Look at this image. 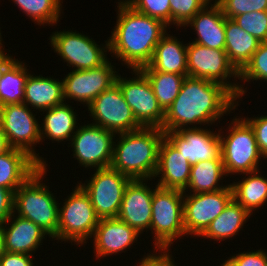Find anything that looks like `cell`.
I'll use <instances>...</instances> for the list:
<instances>
[{
	"label": "cell",
	"mask_w": 267,
	"mask_h": 266,
	"mask_svg": "<svg viewBox=\"0 0 267 266\" xmlns=\"http://www.w3.org/2000/svg\"><path fill=\"white\" fill-rule=\"evenodd\" d=\"M140 71H160L187 76V43L168 32L156 45L153 57Z\"/></svg>",
	"instance_id": "23"
},
{
	"label": "cell",
	"mask_w": 267,
	"mask_h": 266,
	"mask_svg": "<svg viewBox=\"0 0 267 266\" xmlns=\"http://www.w3.org/2000/svg\"><path fill=\"white\" fill-rule=\"evenodd\" d=\"M259 170L245 173L238 182L230 183L233 199L251 215L267 203V178Z\"/></svg>",
	"instance_id": "30"
},
{
	"label": "cell",
	"mask_w": 267,
	"mask_h": 266,
	"mask_svg": "<svg viewBox=\"0 0 267 266\" xmlns=\"http://www.w3.org/2000/svg\"><path fill=\"white\" fill-rule=\"evenodd\" d=\"M225 39L228 60L240 72L250 61L260 42L228 18H225Z\"/></svg>",
	"instance_id": "27"
},
{
	"label": "cell",
	"mask_w": 267,
	"mask_h": 266,
	"mask_svg": "<svg viewBox=\"0 0 267 266\" xmlns=\"http://www.w3.org/2000/svg\"><path fill=\"white\" fill-rule=\"evenodd\" d=\"M253 129L261 154L267 158V115L243 118Z\"/></svg>",
	"instance_id": "40"
},
{
	"label": "cell",
	"mask_w": 267,
	"mask_h": 266,
	"mask_svg": "<svg viewBox=\"0 0 267 266\" xmlns=\"http://www.w3.org/2000/svg\"><path fill=\"white\" fill-rule=\"evenodd\" d=\"M33 114L25 103L1 106L0 125L10 148L26 152L40 166L47 167V161L34 148L41 142V136L40 124Z\"/></svg>",
	"instance_id": "9"
},
{
	"label": "cell",
	"mask_w": 267,
	"mask_h": 266,
	"mask_svg": "<svg viewBox=\"0 0 267 266\" xmlns=\"http://www.w3.org/2000/svg\"><path fill=\"white\" fill-rule=\"evenodd\" d=\"M220 266H267L265 249L244 251L228 257Z\"/></svg>",
	"instance_id": "39"
},
{
	"label": "cell",
	"mask_w": 267,
	"mask_h": 266,
	"mask_svg": "<svg viewBox=\"0 0 267 266\" xmlns=\"http://www.w3.org/2000/svg\"><path fill=\"white\" fill-rule=\"evenodd\" d=\"M111 64L108 59L96 68L68 72L62 79L65 102L74 100L88 107L103 91L116 83L118 72Z\"/></svg>",
	"instance_id": "16"
},
{
	"label": "cell",
	"mask_w": 267,
	"mask_h": 266,
	"mask_svg": "<svg viewBox=\"0 0 267 266\" xmlns=\"http://www.w3.org/2000/svg\"><path fill=\"white\" fill-rule=\"evenodd\" d=\"M237 117L234 116L229 123L227 134L219 131L222 162L228 177L260 170L261 159L266 160L259 150L251 126L242 116Z\"/></svg>",
	"instance_id": "6"
},
{
	"label": "cell",
	"mask_w": 267,
	"mask_h": 266,
	"mask_svg": "<svg viewBox=\"0 0 267 266\" xmlns=\"http://www.w3.org/2000/svg\"><path fill=\"white\" fill-rule=\"evenodd\" d=\"M33 255L5 252L0 257V266H34ZM36 266V265H35Z\"/></svg>",
	"instance_id": "42"
},
{
	"label": "cell",
	"mask_w": 267,
	"mask_h": 266,
	"mask_svg": "<svg viewBox=\"0 0 267 266\" xmlns=\"http://www.w3.org/2000/svg\"><path fill=\"white\" fill-rule=\"evenodd\" d=\"M117 4L116 26L108 37L109 52L127 68L141 69L150 63L156 45L170 28L161 20L137 12L124 0Z\"/></svg>",
	"instance_id": "2"
},
{
	"label": "cell",
	"mask_w": 267,
	"mask_h": 266,
	"mask_svg": "<svg viewBox=\"0 0 267 266\" xmlns=\"http://www.w3.org/2000/svg\"><path fill=\"white\" fill-rule=\"evenodd\" d=\"M224 176L227 177L221 155L216 160L197 162L191 166L189 183L183 193H207L225 189L230 184L220 185Z\"/></svg>",
	"instance_id": "29"
},
{
	"label": "cell",
	"mask_w": 267,
	"mask_h": 266,
	"mask_svg": "<svg viewBox=\"0 0 267 266\" xmlns=\"http://www.w3.org/2000/svg\"><path fill=\"white\" fill-rule=\"evenodd\" d=\"M132 179L111 167L95 169L90 180L78 184L88 194L100 219L116 218L126 186Z\"/></svg>",
	"instance_id": "11"
},
{
	"label": "cell",
	"mask_w": 267,
	"mask_h": 266,
	"mask_svg": "<svg viewBox=\"0 0 267 266\" xmlns=\"http://www.w3.org/2000/svg\"><path fill=\"white\" fill-rule=\"evenodd\" d=\"M10 149L9 144L7 142L6 136L2 131V127L0 125V156L5 154Z\"/></svg>",
	"instance_id": "45"
},
{
	"label": "cell",
	"mask_w": 267,
	"mask_h": 266,
	"mask_svg": "<svg viewBox=\"0 0 267 266\" xmlns=\"http://www.w3.org/2000/svg\"><path fill=\"white\" fill-rule=\"evenodd\" d=\"M250 216L245 208L232 199L200 237L218 242L233 238L239 235L240 230H244V224Z\"/></svg>",
	"instance_id": "28"
},
{
	"label": "cell",
	"mask_w": 267,
	"mask_h": 266,
	"mask_svg": "<svg viewBox=\"0 0 267 266\" xmlns=\"http://www.w3.org/2000/svg\"><path fill=\"white\" fill-rule=\"evenodd\" d=\"M211 0H170V26L179 29Z\"/></svg>",
	"instance_id": "35"
},
{
	"label": "cell",
	"mask_w": 267,
	"mask_h": 266,
	"mask_svg": "<svg viewBox=\"0 0 267 266\" xmlns=\"http://www.w3.org/2000/svg\"><path fill=\"white\" fill-rule=\"evenodd\" d=\"M146 255L138 262L139 265L136 263L137 266H177L175 265L177 263L173 259L172 252L170 255H157V252L153 251V253H147Z\"/></svg>",
	"instance_id": "43"
},
{
	"label": "cell",
	"mask_w": 267,
	"mask_h": 266,
	"mask_svg": "<svg viewBox=\"0 0 267 266\" xmlns=\"http://www.w3.org/2000/svg\"><path fill=\"white\" fill-rule=\"evenodd\" d=\"M239 102V99L220 83L186 76L178 96L165 111L161 129L169 132L194 126H212L217 120L220 123L219 120L224 114L236 110Z\"/></svg>",
	"instance_id": "1"
},
{
	"label": "cell",
	"mask_w": 267,
	"mask_h": 266,
	"mask_svg": "<svg viewBox=\"0 0 267 266\" xmlns=\"http://www.w3.org/2000/svg\"><path fill=\"white\" fill-rule=\"evenodd\" d=\"M64 102L62 80L59 81V79L50 76L29 74L23 99V103L29 108L42 112Z\"/></svg>",
	"instance_id": "24"
},
{
	"label": "cell",
	"mask_w": 267,
	"mask_h": 266,
	"mask_svg": "<svg viewBox=\"0 0 267 266\" xmlns=\"http://www.w3.org/2000/svg\"><path fill=\"white\" fill-rule=\"evenodd\" d=\"M2 228L5 250L12 253L33 255L48 235L37 224L14 213Z\"/></svg>",
	"instance_id": "22"
},
{
	"label": "cell",
	"mask_w": 267,
	"mask_h": 266,
	"mask_svg": "<svg viewBox=\"0 0 267 266\" xmlns=\"http://www.w3.org/2000/svg\"><path fill=\"white\" fill-rule=\"evenodd\" d=\"M40 167L26 152L10 148L0 156V186L15 193Z\"/></svg>",
	"instance_id": "26"
},
{
	"label": "cell",
	"mask_w": 267,
	"mask_h": 266,
	"mask_svg": "<svg viewBox=\"0 0 267 266\" xmlns=\"http://www.w3.org/2000/svg\"><path fill=\"white\" fill-rule=\"evenodd\" d=\"M150 230L153 236L154 251L158 255H170L171 244L186 235L182 190L154 187Z\"/></svg>",
	"instance_id": "5"
},
{
	"label": "cell",
	"mask_w": 267,
	"mask_h": 266,
	"mask_svg": "<svg viewBox=\"0 0 267 266\" xmlns=\"http://www.w3.org/2000/svg\"><path fill=\"white\" fill-rule=\"evenodd\" d=\"M146 182V179H134L128 183L117 216L139 234L150 230L152 217L154 186L150 187Z\"/></svg>",
	"instance_id": "18"
},
{
	"label": "cell",
	"mask_w": 267,
	"mask_h": 266,
	"mask_svg": "<svg viewBox=\"0 0 267 266\" xmlns=\"http://www.w3.org/2000/svg\"><path fill=\"white\" fill-rule=\"evenodd\" d=\"M225 18L220 5L211 0L183 27L189 26L195 30L197 38L192 42L208 48L225 50Z\"/></svg>",
	"instance_id": "21"
},
{
	"label": "cell",
	"mask_w": 267,
	"mask_h": 266,
	"mask_svg": "<svg viewBox=\"0 0 267 266\" xmlns=\"http://www.w3.org/2000/svg\"><path fill=\"white\" fill-rule=\"evenodd\" d=\"M211 130L207 126L183 128L164 135L192 166L200 161L216 160L221 155L219 130L218 133Z\"/></svg>",
	"instance_id": "17"
},
{
	"label": "cell",
	"mask_w": 267,
	"mask_h": 266,
	"mask_svg": "<svg viewBox=\"0 0 267 266\" xmlns=\"http://www.w3.org/2000/svg\"><path fill=\"white\" fill-rule=\"evenodd\" d=\"M137 12L161 20L170 27V0H124Z\"/></svg>",
	"instance_id": "37"
},
{
	"label": "cell",
	"mask_w": 267,
	"mask_h": 266,
	"mask_svg": "<svg viewBox=\"0 0 267 266\" xmlns=\"http://www.w3.org/2000/svg\"><path fill=\"white\" fill-rule=\"evenodd\" d=\"M74 188L62 206L59 204L57 240L79 247L91 239L100 218L83 188L79 184Z\"/></svg>",
	"instance_id": "7"
},
{
	"label": "cell",
	"mask_w": 267,
	"mask_h": 266,
	"mask_svg": "<svg viewBox=\"0 0 267 266\" xmlns=\"http://www.w3.org/2000/svg\"><path fill=\"white\" fill-rule=\"evenodd\" d=\"M242 82L264 81L267 82V42H260L250 61L239 72Z\"/></svg>",
	"instance_id": "34"
},
{
	"label": "cell",
	"mask_w": 267,
	"mask_h": 266,
	"mask_svg": "<svg viewBox=\"0 0 267 266\" xmlns=\"http://www.w3.org/2000/svg\"><path fill=\"white\" fill-rule=\"evenodd\" d=\"M20 11L39 26H54L61 19L63 0H12ZM62 3V4H61ZM60 17V18H59Z\"/></svg>",
	"instance_id": "33"
},
{
	"label": "cell",
	"mask_w": 267,
	"mask_h": 266,
	"mask_svg": "<svg viewBox=\"0 0 267 266\" xmlns=\"http://www.w3.org/2000/svg\"><path fill=\"white\" fill-rule=\"evenodd\" d=\"M140 235L117 217L100 219L91 237L94 238L92 239L94 241L93 253H95L96 260L104 259V257L113 254L125 253L133 243L137 242Z\"/></svg>",
	"instance_id": "19"
},
{
	"label": "cell",
	"mask_w": 267,
	"mask_h": 266,
	"mask_svg": "<svg viewBox=\"0 0 267 266\" xmlns=\"http://www.w3.org/2000/svg\"><path fill=\"white\" fill-rule=\"evenodd\" d=\"M3 39H2V35H1V28H0V47H5V46H3Z\"/></svg>",
	"instance_id": "47"
},
{
	"label": "cell",
	"mask_w": 267,
	"mask_h": 266,
	"mask_svg": "<svg viewBox=\"0 0 267 266\" xmlns=\"http://www.w3.org/2000/svg\"><path fill=\"white\" fill-rule=\"evenodd\" d=\"M3 47H0V80L3 75L4 70L16 59L15 57L9 55V53H4Z\"/></svg>",
	"instance_id": "44"
},
{
	"label": "cell",
	"mask_w": 267,
	"mask_h": 266,
	"mask_svg": "<svg viewBox=\"0 0 267 266\" xmlns=\"http://www.w3.org/2000/svg\"><path fill=\"white\" fill-rule=\"evenodd\" d=\"M48 168L41 166L14 193V214L37 224L50 239L57 240L59 204L43 183Z\"/></svg>",
	"instance_id": "4"
},
{
	"label": "cell",
	"mask_w": 267,
	"mask_h": 266,
	"mask_svg": "<svg viewBox=\"0 0 267 266\" xmlns=\"http://www.w3.org/2000/svg\"><path fill=\"white\" fill-rule=\"evenodd\" d=\"M14 212V192L0 186V224H4Z\"/></svg>",
	"instance_id": "41"
},
{
	"label": "cell",
	"mask_w": 267,
	"mask_h": 266,
	"mask_svg": "<svg viewBox=\"0 0 267 266\" xmlns=\"http://www.w3.org/2000/svg\"><path fill=\"white\" fill-rule=\"evenodd\" d=\"M228 19L254 11H267V0H215Z\"/></svg>",
	"instance_id": "38"
},
{
	"label": "cell",
	"mask_w": 267,
	"mask_h": 266,
	"mask_svg": "<svg viewBox=\"0 0 267 266\" xmlns=\"http://www.w3.org/2000/svg\"><path fill=\"white\" fill-rule=\"evenodd\" d=\"M110 167L134 179L152 181L158 166L159 147L165 137L157 127H142L117 134ZM117 142V143H116Z\"/></svg>",
	"instance_id": "3"
},
{
	"label": "cell",
	"mask_w": 267,
	"mask_h": 266,
	"mask_svg": "<svg viewBox=\"0 0 267 266\" xmlns=\"http://www.w3.org/2000/svg\"><path fill=\"white\" fill-rule=\"evenodd\" d=\"M233 199L232 188L207 193H184V227L186 235L200 237Z\"/></svg>",
	"instance_id": "15"
},
{
	"label": "cell",
	"mask_w": 267,
	"mask_h": 266,
	"mask_svg": "<svg viewBox=\"0 0 267 266\" xmlns=\"http://www.w3.org/2000/svg\"><path fill=\"white\" fill-rule=\"evenodd\" d=\"M189 161L164 137L159 147L158 166L153 177L162 188L184 190L190 179Z\"/></svg>",
	"instance_id": "20"
},
{
	"label": "cell",
	"mask_w": 267,
	"mask_h": 266,
	"mask_svg": "<svg viewBox=\"0 0 267 266\" xmlns=\"http://www.w3.org/2000/svg\"><path fill=\"white\" fill-rule=\"evenodd\" d=\"M74 31H66V29L56 31L48 39L54 52L61 57L62 61L67 62V66L72 67L73 70L92 69L108 60V39L101 46L89 35Z\"/></svg>",
	"instance_id": "10"
},
{
	"label": "cell",
	"mask_w": 267,
	"mask_h": 266,
	"mask_svg": "<svg viewBox=\"0 0 267 266\" xmlns=\"http://www.w3.org/2000/svg\"><path fill=\"white\" fill-rule=\"evenodd\" d=\"M26 64L15 59L4 70L0 80V107L23 103L25 84L30 74Z\"/></svg>",
	"instance_id": "31"
},
{
	"label": "cell",
	"mask_w": 267,
	"mask_h": 266,
	"mask_svg": "<svg viewBox=\"0 0 267 266\" xmlns=\"http://www.w3.org/2000/svg\"><path fill=\"white\" fill-rule=\"evenodd\" d=\"M131 71L132 75L135 74L133 78H124L119 73L116 78L125 101L142 127L161 128L165 111L159 105L150 82L139 69Z\"/></svg>",
	"instance_id": "13"
},
{
	"label": "cell",
	"mask_w": 267,
	"mask_h": 266,
	"mask_svg": "<svg viewBox=\"0 0 267 266\" xmlns=\"http://www.w3.org/2000/svg\"><path fill=\"white\" fill-rule=\"evenodd\" d=\"M187 76L203 78L226 87L237 99L247 93V87L238 82L239 72L230 63L225 50L208 48L198 43H187ZM229 80V81H228Z\"/></svg>",
	"instance_id": "8"
},
{
	"label": "cell",
	"mask_w": 267,
	"mask_h": 266,
	"mask_svg": "<svg viewBox=\"0 0 267 266\" xmlns=\"http://www.w3.org/2000/svg\"><path fill=\"white\" fill-rule=\"evenodd\" d=\"M74 107L64 102L51 109L42 111L44 115L43 123L40 124V136L41 142L45 141V138L52 140L53 142H62L71 140L72 136L78 129L79 124L77 113L73 109ZM42 125V126H41Z\"/></svg>",
	"instance_id": "25"
},
{
	"label": "cell",
	"mask_w": 267,
	"mask_h": 266,
	"mask_svg": "<svg viewBox=\"0 0 267 266\" xmlns=\"http://www.w3.org/2000/svg\"><path fill=\"white\" fill-rule=\"evenodd\" d=\"M92 124L115 134L131 132L142 128L125 101L117 83L103 91L87 108Z\"/></svg>",
	"instance_id": "14"
},
{
	"label": "cell",
	"mask_w": 267,
	"mask_h": 266,
	"mask_svg": "<svg viewBox=\"0 0 267 266\" xmlns=\"http://www.w3.org/2000/svg\"><path fill=\"white\" fill-rule=\"evenodd\" d=\"M232 20L259 42H267V11L237 15Z\"/></svg>",
	"instance_id": "36"
},
{
	"label": "cell",
	"mask_w": 267,
	"mask_h": 266,
	"mask_svg": "<svg viewBox=\"0 0 267 266\" xmlns=\"http://www.w3.org/2000/svg\"><path fill=\"white\" fill-rule=\"evenodd\" d=\"M6 252L5 250V243H4V236H3V228L2 224H0V257Z\"/></svg>",
	"instance_id": "46"
},
{
	"label": "cell",
	"mask_w": 267,
	"mask_h": 266,
	"mask_svg": "<svg viewBox=\"0 0 267 266\" xmlns=\"http://www.w3.org/2000/svg\"><path fill=\"white\" fill-rule=\"evenodd\" d=\"M116 134L92 123L79 124L68 148L72 147L73 158L81 167L101 169L110 167L113 158V143Z\"/></svg>",
	"instance_id": "12"
},
{
	"label": "cell",
	"mask_w": 267,
	"mask_h": 266,
	"mask_svg": "<svg viewBox=\"0 0 267 266\" xmlns=\"http://www.w3.org/2000/svg\"><path fill=\"white\" fill-rule=\"evenodd\" d=\"M150 82L159 105L166 111L178 96L184 75L160 71H141Z\"/></svg>",
	"instance_id": "32"
}]
</instances>
